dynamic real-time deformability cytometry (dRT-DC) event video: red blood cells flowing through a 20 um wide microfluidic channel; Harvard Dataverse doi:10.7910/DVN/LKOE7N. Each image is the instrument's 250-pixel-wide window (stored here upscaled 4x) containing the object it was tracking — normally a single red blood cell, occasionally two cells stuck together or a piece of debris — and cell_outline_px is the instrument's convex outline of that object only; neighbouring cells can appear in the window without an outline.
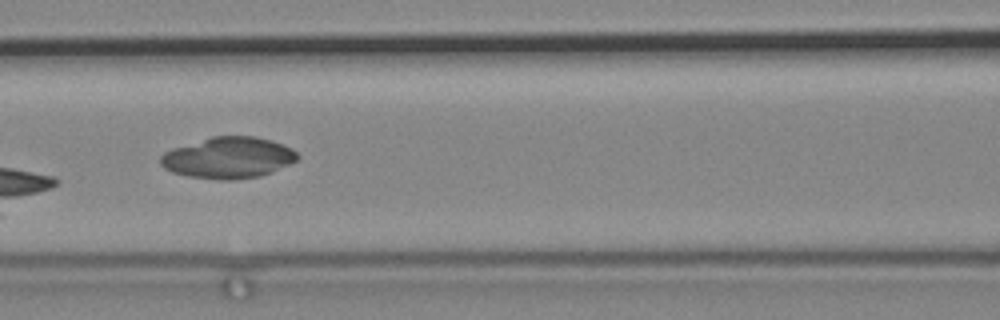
{"species": "common noctule bat (a hibernating species)", "species_latin": "Nyctalus noctula", "temperature_condition": "cold", "stored_images_in_passage": 9, "camera_frame_rate_fps": 3000, "um_per_image_px": 0.085, "animal": {"sex": "male", "body_mass_g": 19.2, "forearm_length_mm": 51.8}, "frame": {"image": 1, "passage_image": 3, "time_ms": 0.667, "image_size_px": [1000, 320], "cell_outline_px": [[300, 156], [296, 160], [272, 172], [260, 176], [236, 180], [220, 180], [188, 176], [172, 172], [164, 168], [160, 164], [160, 156], [164, 152], [172, 148], [212, 136], [256, 136], [272, 140], [292, 148]], "centroid_in_image_um": [19.39, 13.4], "position_along_channel_um": 147.2, "area_um2": 33.06}}
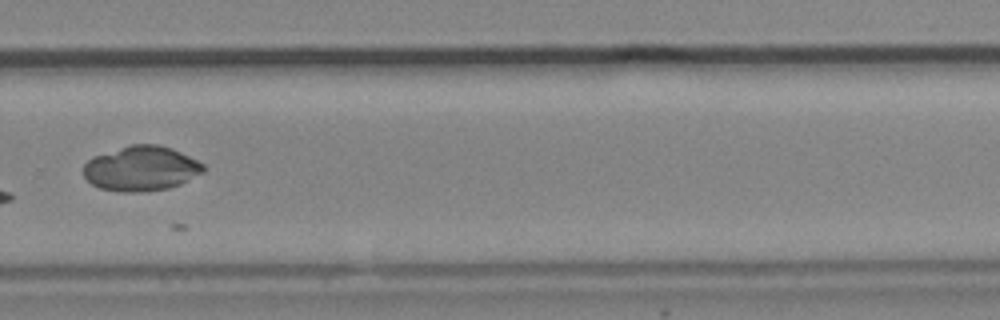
{"frame": {"image": 2, "passage_image": 7, "time_ms": 2.0, "image_size_px": [1000, 320], "cell_outline_px": [[204, 172], [180, 184], [168, 188], [136, 192], [120, 192], [100, 188], [92, 184], [84, 176], [84, 164], [92, 156], [132, 144], [160, 144], [172, 148], [204, 164]], "centroid_in_image_um": [11.99, 14.32], "position_along_channel_um": 317.8, "area_um2": 31.27}}